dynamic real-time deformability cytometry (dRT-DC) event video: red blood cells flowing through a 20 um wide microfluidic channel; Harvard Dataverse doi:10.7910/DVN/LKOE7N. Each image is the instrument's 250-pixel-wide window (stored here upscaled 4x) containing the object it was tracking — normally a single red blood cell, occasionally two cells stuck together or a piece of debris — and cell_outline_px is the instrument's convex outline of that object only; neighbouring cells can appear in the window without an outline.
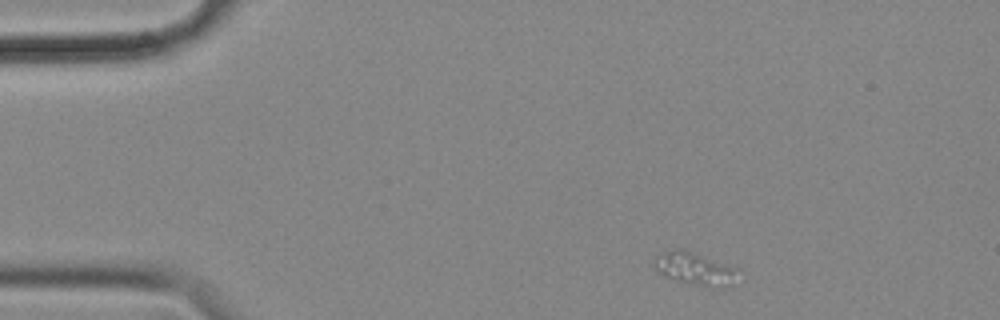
{"species": "common noctule bat (a hibernating species)", "species_latin": "Nyctalus noctula", "temperature_condition": "cold", "stored_images_in_passage": 49, "camera_frame_rate_fps": 3000, "um_per_image_px": 0.085, "animal": {"sex": "female", "body_mass_g": 18.4}, "frame": {"image": 1, "passage_image": 1, "time_ms": 0.0, "image_size_px": [1000, 320], "cell_outline_px": [[740, 268], [732, 284], [712, 288], [676, 280], [652, 268], [652, 260], [660, 252], [676, 248], [680, 248]], "centroid_in_image_um": [59.03, 22.81], "position_along_channel_um": 26.0, "area_um2": 15.95}}
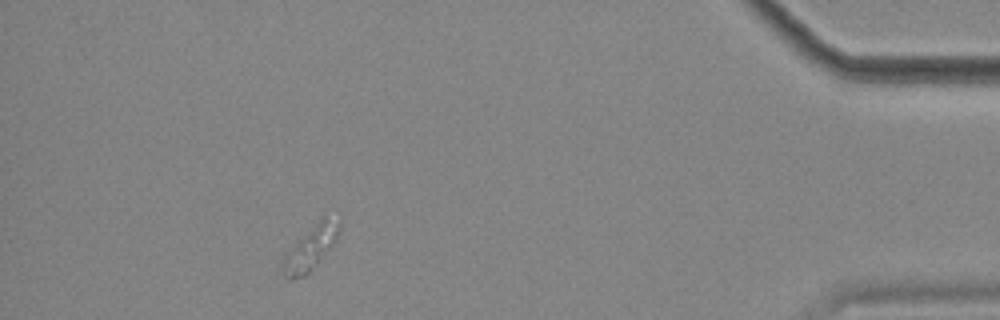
{"frame": {"image": 2, "passage_image": 44, "time_ms": 14.333, "image_size_px": [1000, 320], "cell_outline_px": [[340, 232], [336, 240], [308, 272], [304, 276], [292, 280], [288, 280], [284, 276], [284, 260], [288, 252], [320, 216], [324, 216], [340, 220]], "centroid_in_image_um": [26.45, 21.02], "position_along_channel_um": 408.8, "area_um2": 13.81}}